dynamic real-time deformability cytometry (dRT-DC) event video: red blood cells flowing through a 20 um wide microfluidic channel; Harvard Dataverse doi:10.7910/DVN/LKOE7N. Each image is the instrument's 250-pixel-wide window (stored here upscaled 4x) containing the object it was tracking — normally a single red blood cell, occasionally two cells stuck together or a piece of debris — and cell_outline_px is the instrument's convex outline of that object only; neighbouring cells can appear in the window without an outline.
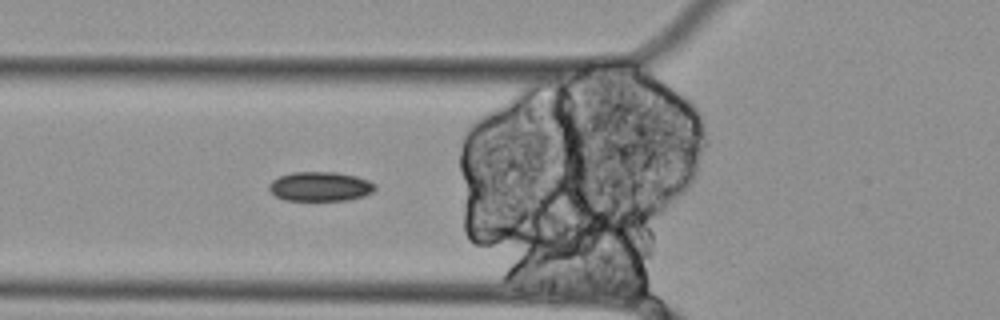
{"species": "Egyptian fruit bat (a non-hibernating species)", "species_latin": "Rousettus aegyptiacus", "temperature_condition": "cold", "stored_images_in_passage": 41, "camera_frame_rate_fps": 3000, "um_per_image_px": 0.085, "animal": {"sex": "female"}, "frame": {"image": 1, "passage_image": 8, "time_ms": 2.333, "image_size_px": [1000, 320], "cell_outline_px": [[376, 188], [372, 192], [364, 196], [348, 200], [284, 200], [276, 196], [268, 188], [268, 184], [272, 180], [280, 176], [292, 172], [336, 172], [356, 176], [368, 180], [376, 184]], "centroid_in_image_um": [27.22, 15.85], "position_along_channel_um": 98.6, "area_um2": 18.21}}
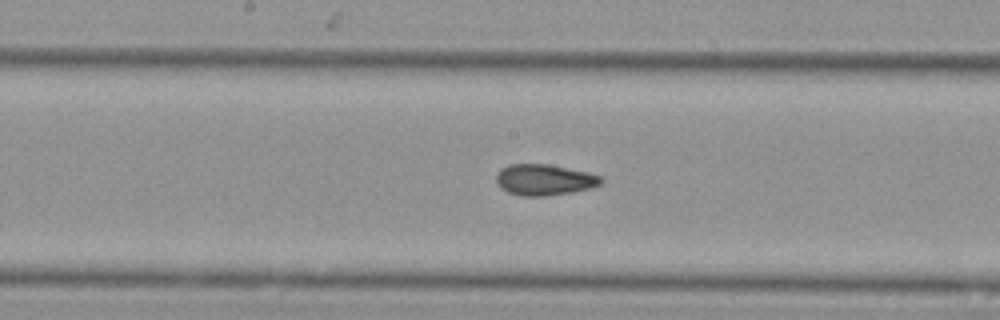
{"frame": {"image": 2, "passage_image": 17, "time_ms": 5.333, "image_size_px": [1000, 320], "cell_outline_px": [[604, 180], [600, 184], [592, 188], [572, 192], [544, 196], [520, 196], [508, 192], [500, 188], [496, 180], [496, 172], [500, 168], [508, 164], [548, 164], [588, 172], [600, 176]], "centroid_in_image_um": [46.24, 15.28], "position_along_channel_um": 202.0, "area_um2": 19.13}}
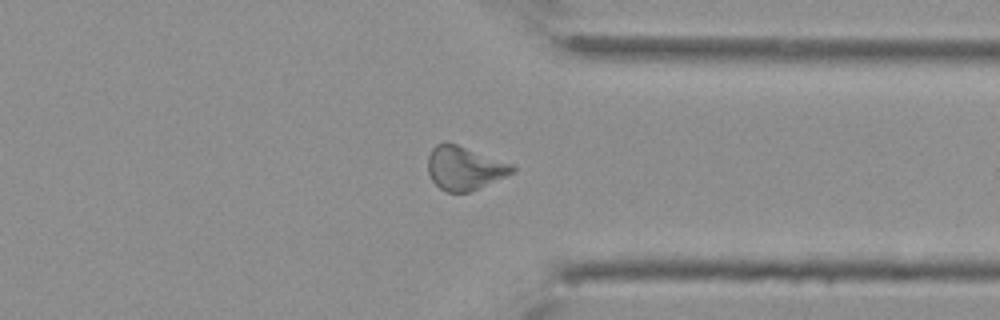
{"frame": {"image": 3, "passage_image": 32, "time_ms": 10.333, "image_size_px": [1000, 320], "cell_outline_px": [[516, 172], [468, 192], [448, 192], [440, 188], [432, 180], [428, 172], [428, 156], [432, 148], [436, 144], [444, 140], [456, 144], [512, 164], [516, 168]], "centroid_in_image_um": [39.46, 14.27], "position_along_channel_um": 371.9, "area_um2": 21.33}, "authors_computed_cell_mechanics": {"area_um2": 19.8254, "velocity_mm_per_s": 3.4407, "shape_relaxation_time_tau1_ms": null, "shape_relaxation_time_tau2_ms": 11.1811, "deformation_change_tau1": null, "deformation_change_tau2": 0.1421}}